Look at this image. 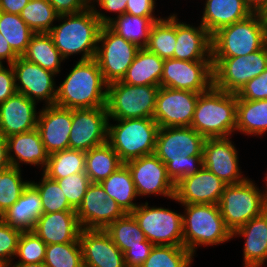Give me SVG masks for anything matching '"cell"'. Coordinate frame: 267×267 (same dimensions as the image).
I'll return each mask as SVG.
<instances>
[{"mask_svg":"<svg viewBox=\"0 0 267 267\" xmlns=\"http://www.w3.org/2000/svg\"><path fill=\"white\" fill-rule=\"evenodd\" d=\"M194 255L184 246L154 245L140 267H190Z\"/></svg>","mask_w":267,"mask_h":267,"instance_id":"41","label":"cell"},{"mask_svg":"<svg viewBox=\"0 0 267 267\" xmlns=\"http://www.w3.org/2000/svg\"><path fill=\"white\" fill-rule=\"evenodd\" d=\"M128 0H92L90 5H97L100 10L103 9L107 12L117 13L116 17H119L126 13V6Z\"/></svg>","mask_w":267,"mask_h":267,"instance_id":"53","label":"cell"},{"mask_svg":"<svg viewBox=\"0 0 267 267\" xmlns=\"http://www.w3.org/2000/svg\"><path fill=\"white\" fill-rule=\"evenodd\" d=\"M200 23L211 35L220 28L236 23L253 12L245 0H206Z\"/></svg>","mask_w":267,"mask_h":267,"instance_id":"29","label":"cell"},{"mask_svg":"<svg viewBox=\"0 0 267 267\" xmlns=\"http://www.w3.org/2000/svg\"><path fill=\"white\" fill-rule=\"evenodd\" d=\"M58 21L62 23L53 26L48 33L61 56L66 60L81 53L79 60L93 59L102 25L92 7L76 14L59 15Z\"/></svg>","mask_w":267,"mask_h":267,"instance_id":"3","label":"cell"},{"mask_svg":"<svg viewBox=\"0 0 267 267\" xmlns=\"http://www.w3.org/2000/svg\"><path fill=\"white\" fill-rule=\"evenodd\" d=\"M42 214L40 193L29 183L18 200L0 218L21 231H33Z\"/></svg>","mask_w":267,"mask_h":267,"instance_id":"30","label":"cell"},{"mask_svg":"<svg viewBox=\"0 0 267 267\" xmlns=\"http://www.w3.org/2000/svg\"><path fill=\"white\" fill-rule=\"evenodd\" d=\"M168 17V18H167ZM154 22L146 49L161 59L174 58L176 47V13Z\"/></svg>","mask_w":267,"mask_h":267,"instance_id":"36","label":"cell"},{"mask_svg":"<svg viewBox=\"0 0 267 267\" xmlns=\"http://www.w3.org/2000/svg\"><path fill=\"white\" fill-rule=\"evenodd\" d=\"M243 237V267H264L267 261V213L253 217L232 233Z\"/></svg>","mask_w":267,"mask_h":267,"instance_id":"26","label":"cell"},{"mask_svg":"<svg viewBox=\"0 0 267 267\" xmlns=\"http://www.w3.org/2000/svg\"><path fill=\"white\" fill-rule=\"evenodd\" d=\"M183 222V246L194 256L200 246L220 245L232 240V232L226 227L219 205L181 204ZM199 246V247H198Z\"/></svg>","mask_w":267,"mask_h":267,"instance_id":"6","label":"cell"},{"mask_svg":"<svg viewBox=\"0 0 267 267\" xmlns=\"http://www.w3.org/2000/svg\"><path fill=\"white\" fill-rule=\"evenodd\" d=\"M252 179L229 184L222 193L219 208L226 227L233 233L264 212L263 190Z\"/></svg>","mask_w":267,"mask_h":267,"instance_id":"9","label":"cell"},{"mask_svg":"<svg viewBox=\"0 0 267 267\" xmlns=\"http://www.w3.org/2000/svg\"><path fill=\"white\" fill-rule=\"evenodd\" d=\"M236 131L260 137L267 132V99L251 101L237 97Z\"/></svg>","mask_w":267,"mask_h":267,"instance_id":"32","label":"cell"},{"mask_svg":"<svg viewBox=\"0 0 267 267\" xmlns=\"http://www.w3.org/2000/svg\"><path fill=\"white\" fill-rule=\"evenodd\" d=\"M104 230L123 253L130 247L142 246V242L146 240L143 231L130 213L115 220Z\"/></svg>","mask_w":267,"mask_h":267,"instance_id":"38","label":"cell"},{"mask_svg":"<svg viewBox=\"0 0 267 267\" xmlns=\"http://www.w3.org/2000/svg\"><path fill=\"white\" fill-rule=\"evenodd\" d=\"M102 26H108L117 35L134 43L139 48H145L154 22L162 17H139L124 13L119 17H110L100 11L96 5H90ZM97 8V9H96Z\"/></svg>","mask_w":267,"mask_h":267,"instance_id":"27","label":"cell"},{"mask_svg":"<svg viewBox=\"0 0 267 267\" xmlns=\"http://www.w3.org/2000/svg\"><path fill=\"white\" fill-rule=\"evenodd\" d=\"M36 105L18 92L0 103V134L7 138L36 129L39 115Z\"/></svg>","mask_w":267,"mask_h":267,"instance_id":"23","label":"cell"},{"mask_svg":"<svg viewBox=\"0 0 267 267\" xmlns=\"http://www.w3.org/2000/svg\"><path fill=\"white\" fill-rule=\"evenodd\" d=\"M82 229H105L126 213L110 198L100 183H91L75 210Z\"/></svg>","mask_w":267,"mask_h":267,"instance_id":"18","label":"cell"},{"mask_svg":"<svg viewBox=\"0 0 267 267\" xmlns=\"http://www.w3.org/2000/svg\"><path fill=\"white\" fill-rule=\"evenodd\" d=\"M159 86H136L122 81L108 84L106 109L109 119L153 118Z\"/></svg>","mask_w":267,"mask_h":267,"instance_id":"8","label":"cell"},{"mask_svg":"<svg viewBox=\"0 0 267 267\" xmlns=\"http://www.w3.org/2000/svg\"><path fill=\"white\" fill-rule=\"evenodd\" d=\"M176 47L174 59L184 61H212L211 34L198 27L181 22L176 14Z\"/></svg>","mask_w":267,"mask_h":267,"instance_id":"25","label":"cell"},{"mask_svg":"<svg viewBox=\"0 0 267 267\" xmlns=\"http://www.w3.org/2000/svg\"><path fill=\"white\" fill-rule=\"evenodd\" d=\"M164 60L146 48H140L122 82L136 86H159Z\"/></svg>","mask_w":267,"mask_h":267,"instance_id":"31","label":"cell"},{"mask_svg":"<svg viewBox=\"0 0 267 267\" xmlns=\"http://www.w3.org/2000/svg\"><path fill=\"white\" fill-rule=\"evenodd\" d=\"M59 14L47 0H30L20 13L34 33H48Z\"/></svg>","mask_w":267,"mask_h":267,"instance_id":"40","label":"cell"},{"mask_svg":"<svg viewBox=\"0 0 267 267\" xmlns=\"http://www.w3.org/2000/svg\"><path fill=\"white\" fill-rule=\"evenodd\" d=\"M59 14H76L90 7L88 0H47Z\"/></svg>","mask_w":267,"mask_h":267,"instance_id":"51","label":"cell"},{"mask_svg":"<svg viewBox=\"0 0 267 267\" xmlns=\"http://www.w3.org/2000/svg\"><path fill=\"white\" fill-rule=\"evenodd\" d=\"M156 0H128L126 13L139 17H156Z\"/></svg>","mask_w":267,"mask_h":267,"instance_id":"52","label":"cell"},{"mask_svg":"<svg viewBox=\"0 0 267 267\" xmlns=\"http://www.w3.org/2000/svg\"><path fill=\"white\" fill-rule=\"evenodd\" d=\"M200 93L159 87L153 119L159 128L190 127Z\"/></svg>","mask_w":267,"mask_h":267,"instance_id":"16","label":"cell"},{"mask_svg":"<svg viewBox=\"0 0 267 267\" xmlns=\"http://www.w3.org/2000/svg\"><path fill=\"white\" fill-rule=\"evenodd\" d=\"M43 263L46 267H84L80 242L47 245Z\"/></svg>","mask_w":267,"mask_h":267,"instance_id":"44","label":"cell"},{"mask_svg":"<svg viewBox=\"0 0 267 267\" xmlns=\"http://www.w3.org/2000/svg\"><path fill=\"white\" fill-rule=\"evenodd\" d=\"M30 0H0V11L20 15Z\"/></svg>","mask_w":267,"mask_h":267,"instance_id":"54","label":"cell"},{"mask_svg":"<svg viewBox=\"0 0 267 267\" xmlns=\"http://www.w3.org/2000/svg\"><path fill=\"white\" fill-rule=\"evenodd\" d=\"M38 115L36 129L40 133L48 154L69 149V134L72 126V109L43 104Z\"/></svg>","mask_w":267,"mask_h":267,"instance_id":"21","label":"cell"},{"mask_svg":"<svg viewBox=\"0 0 267 267\" xmlns=\"http://www.w3.org/2000/svg\"><path fill=\"white\" fill-rule=\"evenodd\" d=\"M57 86L55 104L69 109L106 107L108 84L96 60H79Z\"/></svg>","mask_w":267,"mask_h":267,"instance_id":"2","label":"cell"},{"mask_svg":"<svg viewBox=\"0 0 267 267\" xmlns=\"http://www.w3.org/2000/svg\"><path fill=\"white\" fill-rule=\"evenodd\" d=\"M265 20L267 21V10L263 13Z\"/></svg>","mask_w":267,"mask_h":267,"instance_id":"60","label":"cell"},{"mask_svg":"<svg viewBox=\"0 0 267 267\" xmlns=\"http://www.w3.org/2000/svg\"><path fill=\"white\" fill-rule=\"evenodd\" d=\"M204 142L205 138L192 127L159 128L154 154L166 165L168 176L176 184L202 168Z\"/></svg>","mask_w":267,"mask_h":267,"instance_id":"1","label":"cell"},{"mask_svg":"<svg viewBox=\"0 0 267 267\" xmlns=\"http://www.w3.org/2000/svg\"><path fill=\"white\" fill-rule=\"evenodd\" d=\"M106 194L114 199L125 213H131L139 205L138 197L130 170L123 164L108 178L100 182Z\"/></svg>","mask_w":267,"mask_h":267,"instance_id":"33","label":"cell"},{"mask_svg":"<svg viewBox=\"0 0 267 267\" xmlns=\"http://www.w3.org/2000/svg\"><path fill=\"white\" fill-rule=\"evenodd\" d=\"M231 137L207 138L203 145V167L214 173L227 185L245 181L239 167L238 151ZM245 176V177H244Z\"/></svg>","mask_w":267,"mask_h":267,"instance_id":"19","label":"cell"},{"mask_svg":"<svg viewBox=\"0 0 267 267\" xmlns=\"http://www.w3.org/2000/svg\"><path fill=\"white\" fill-rule=\"evenodd\" d=\"M212 58L246 56L267 44V21L263 14L224 26L211 35Z\"/></svg>","mask_w":267,"mask_h":267,"instance_id":"5","label":"cell"},{"mask_svg":"<svg viewBox=\"0 0 267 267\" xmlns=\"http://www.w3.org/2000/svg\"><path fill=\"white\" fill-rule=\"evenodd\" d=\"M81 172H85V152L75 149H66L49 154L47 166L43 171L46 176L53 180Z\"/></svg>","mask_w":267,"mask_h":267,"instance_id":"37","label":"cell"},{"mask_svg":"<svg viewBox=\"0 0 267 267\" xmlns=\"http://www.w3.org/2000/svg\"><path fill=\"white\" fill-rule=\"evenodd\" d=\"M236 95L239 99L251 101L267 99V69L248 81Z\"/></svg>","mask_w":267,"mask_h":267,"instance_id":"48","label":"cell"},{"mask_svg":"<svg viewBox=\"0 0 267 267\" xmlns=\"http://www.w3.org/2000/svg\"><path fill=\"white\" fill-rule=\"evenodd\" d=\"M22 57L56 75L61 72V63L65 60L49 33H34Z\"/></svg>","mask_w":267,"mask_h":267,"instance_id":"34","label":"cell"},{"mask_svg":"<svg viewBox=\"0 0 267 267\" xmlns=\"http://www.w3.org/2000/svg\"><path fill=\"white\" fill-rule=\"evenodd\" d=\"M123 164L108 143L85 152V173L91 183H100Z\"/></svg>","mask_w":267,"mask_h":267,"instance_id":"35","label":"cell"},{"mask_svg":"<svg viewBox=\"0 0 267 267\" xmlns=\"http://www.w3.org/2000/svg\"><path fill=\"white\" fill-rule=\"evenodd\" d=\"M11 65L18 93L24 94L36 103L44 101L46 106L55 104L57 97L56 74L27 61L22 56H19Z\"/></svg>","mask_w":267,"mask_h":267,"instance_id":"17","label":"cell"},{"mask_svg":"<svg viewBox=\"0 0 267 267\" xmlns=\"http://www.w3.org/2000/svg\"><path fill=\"white\" fill-rule=\"evenodd\" d=\"M237 95L212 86L200 93L190 127L207 138L232 137L236 131Z\"/></svg>","mask_w":267,"mask_h":267,"instance_id":"4","label":"cell"},{"mask_svg":"<svg viewBox=\"0 0 267 267\" xmlns=\"http://www.w3.org/2000/svg\"><path fill=\"white\" fill-rule=\"evenodd\" d=\"M81 230L75 211L43 213L33 229L46 245L80 242Z\"/></svg>","mask_w":267,"mask_h":267,"instance_id":"24","label":"cell"},{"mask_svg":"<svg viewBox=\"0 0 267 267\" xmlns=\"http://www.w3.org/2000/svg\"><path fill=\"white\" fill-rule=\"evenodd\" d=\"M41 174V181L37 183L31 180L30 183L40 193L43 213L75 211V209L69 204L58 182L50 179L44 173Z\"/></svg>","mask_w":267,"mask_h":267,"instance_id":"42","label":"cell"},{"mask_svg":"<svg viewBox=\"0 0 267 267\" xmlns=\"http://www.w3.org/2000/svg\"><path fill=\"white\" fill-rule=\"evenodd\" d=\"M245 2L253 13L263 14L267 10V0H245Z\"/></svg>","mask_w":267,"mask_h":267,"instance_id":"57","label":"cell"},{"mask_svg":"<svg viewBox=\"0 0 267 267\" xmlns=\"http://www.w3.org/2000/svg\"><path fill=\"white\" fill-rule=\"evenodd\" d=\"M111 120L116 123L111 124ZM158 130L153 118L109 119L107 143L125 164L155 153Z\"/></svg>","mask_w":267,"mask_h":267,"instance_id":"7","label":"cell"},{"mask_svg":"<svg viewBox=\"0 0 267 267\" xmlns=\"http://www.w3.org/2000/svg\"><path fill=\"white\" fill-rule=\"evenodd\" d=\"M131 172L138 197L162 195L173 200L175 183L167 174L166 165L155 155H146L125 163Z\"/></svg>","mask_w":267,"mask_h":267,"instance_id":"14","label":"cell"},{"mask_svg":"<svg viewBox=\"0 0 267 267\" xmlns=\"http://www.w3.org/2000/svg\"><path fill=\"white\" fill-rule=\"evenodd\" d=\"M8 157L13 167L21 168L20 163L41 167L42 172L48 163L49 154L44 148L37 129L14 134L6 138Z\"/></svg>","mask_w":267,"mask_h":267,"instance_id":"28","label":"cell"},{"mask_svg":"<svg viewBox=\"0 0 267 267\" xmlns=\"http://www.w3.org/2000/svg\"><path fill=\"white\" fill-rule=\"evenodd\" d=\"M19 56L12 50L7 40L0 33V63L3 64L4 59L7 64H13Z\"/></svg>","mask_w":267,"mask_h":267,"instance_id":"55","label":"cell"},{"mask_svg":"<svg viewBox=\"0 0 267 267\" xmlns=\"http://www.w3.org/2000/svg\"><path fill=\"white\" fill-rule=\"evenodd\" d=\"M153 246L145 240L142 246L130 247L123 253L126 267H140L150 255Z\"/></svg>","mask_w":267,"mask_h":267,"instance_id":"49","label":"cell"},{"mask_svg":"<svg viewBox=\"0 0 267 267\" xmlns=\"http://www.w3.org/2000/svg\"><path fill=\"white\" fill-rule=\"evenodd\" d=\"M15 74L11 64L0 65V103L16 93Z\"/></svg>","mask_w":267,"mask_h":267,"instance_id":"50","label":"cell"},{"mask_svg":"<svg viewBox=\"0 0 267 267\" xmlns=\"http://www.w3.org/2000/svg\"><path fill=\"white\" fill-rule=\"evenodd\" d=\"M226 186V183L202 166L194 175L184 177L175 184L173 200L179 204L218 205Z\"/></svg>","mask_w":267,"mask_h":267,"instance_id":"20","label":"cell"},{"mask_svg":"<svg viewBox=\"0 0 267 267\" xmlns=\"http://www.w3.org/2000/svg\"><path fill=\"white\" fill-rule=\"evenodd\" d=\"M5 267H46L44 263H29V264H24V263H18V262H10L5 265Z\"/></svg>","mask_w":267,"mask_h":267,"instance_id":"58","label":"cell"},{"mask_svg":"<svg viewBox=\"0 0 267 267\" xmlns=\"http://www.w3.org/2000/svg\"><path fill=\"white\" fill-rule=\"evenodd\" d=\"M21 230L8 225L0 218V263L6 265L15 259Z\"/></svg>","mask_w":267,"mask_h":267,"instance_id":"47","label":"cell"},{"mask_svg":"<svg viewBox=\"0 0 267 267\" xmlns=\"http://www.w3.org/2000/svg\"><path fill=\"white\" fill-rule=\"evenodd\" d=\"M153 245L183 246L182 214L164 207L139 204L130 213Z\"/></svg>","mask_w":267,"mask_h":267,"instance_id":"11","label":"cell"},{"mask_svg":"<svg viewBox=\"0 0 267 267\" xmlns=\"http://www.w3.org/2000/svg\"><path fill=\"white\" fill-rule=\"evenodd\" d=\"M160 86L196 93L206 92L213 86L212 61L165 59Z\"/></svg>","mask_w":267,"mask_h":267,"instance_id":"13","label":"cell"},{"mask_svg":"<svg viewBox=\"0 0 267 267\" xmlns=\"http://www.w3.org/2000/svg\"><path fill=\"white\" fill-rule=\"evenodd\" d=\"M140 48L102 26L94 59L107 84L122 81Z\"/></svg>","mask_w":267,"mask_h":267,"instance_id":"12","label":"cell"},{"mask_svg":"<svg viewBox=\"0 0 267 267\" xmlns=\"http://www.w3.org/2000/svg\"><path fill=\"white\" fill-rule=\"evenodd\" d=\"M79 241L84 267H126L123 252L104 229H82Z\"/></svg>","mask_w":267,"mask_h":267,"instance_id":"22","label":"cell"},{"mask_svg":"<svg viewBox=\"0 0 267 267\" xmlns=\"http://www.w3.org/2000/svg\"><path fill=\"white\" fill-rule=\"evenodd\" d=\"M12 165L8 157L7 139L0 134V171L10 168Z\"/></svg>","mask_w":267,"mask_h":267,"instance_id":"56","label":"cell"},{"mask_svg":"<svg viewBox=\"0 0 267 267\" xmlns=\"http://www.w3.org/2000/svg\"><path fill=\"white\" fill-rule=\"evenodd\" d=\"M69 204L76 210L82 202L91 181L85 172L68 175L56 180Z\"/></svg>","mask_w":267,"mask_h":267,"instance_id":"46","label":"cell"},{"mask_svg":"<svg viewBox=\"0 0 267 267\" xmlns=\"http://www.w3.org/2000/svg\"><path fill=\"white\" fill-rule=\"evenodd\" d=\"M213 86L237 94L251 79L267 69V44L246 56L212 58Z\"/></svg>","mask_w":267,"mask_h":267,"instance_id":"10","label":"cell"},{"mask_svg":"<svg viewBox=\"0 0 267 267\" xmlns=\"http://www.w3.org/2000/svg\"><path fill=\"white\" fill-rule=\"evenodd\" d=\"M266 176H265V180H264V182H265V186H263L264 187V189H262L263 190V199H264V212H266L267 213V173L265 174Z\"/></svg>","mask_w":267,"mask_h":267,"instance_id":"59","label":"cell"},{"mask_svg":"<svg viewBox=\"0 0 267 267\" xmlns=\"http://www.w3.org/2000/svg\"><path fill=\"white\" fill-rule=\"evenodd\" d=\"M0 33L18 56L26 52L30 38L34 34L20 15L2 11H0Z\"/></svg>","mask_w":267,"mask_h":267,"instance_id":"39","label":"cell"},{"mask_svg":"<svg viewBox=\"0 0 267 267\" xmlns=\"http://www.w3.org/2000/svg\"><path fill=\"white\" fill-rule=\"evenodd\" d=\"M46 246L34 231H22L14 258L18 263H43Z\"/></svg>","mask_w":267,"mask_h":267,"instance_id":"45","label":"cell"},{"mask_svg":"<svg viewBox=\"0 0 267 267\" xmlns=\"http://www.w3.org/2000/svg\"><path fill=\"white\" fill-rule=\"evenodd\" d=\"M21 168L11 166L0 171V217L22 195L30 181L23 180Z\"/></svg>","mask_w":267,"mask_h":267,"instance_id":"43","label":"cell"},{"mask_svg":"<svg viewBox=\"0 0 267 267\" xmlns=\"http://www.w3.org/2000/svg\"><path fill=\"white\" fill-rule=\"evenodd\" d=\"M108 120L106 107L72 109L69 149L86 152L107 143Z\"/></svg>","mask_w":267,"mask_h":267,"instance_id":"15","label":"cell"}]
</instances>
